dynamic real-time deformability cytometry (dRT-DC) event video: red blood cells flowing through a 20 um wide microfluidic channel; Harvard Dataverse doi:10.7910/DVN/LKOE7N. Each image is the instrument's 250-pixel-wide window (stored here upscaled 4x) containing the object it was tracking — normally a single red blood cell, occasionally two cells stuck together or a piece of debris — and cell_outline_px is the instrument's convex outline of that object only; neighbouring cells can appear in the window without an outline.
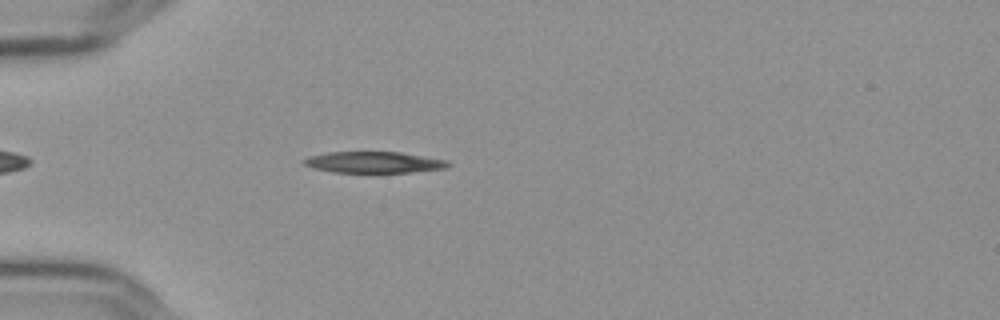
{"species": "Egyptian fruit bat (a non-hibernating species)", "species_latin": "Rousettus aegyptiacus", "temperature_condition": "cold", "stored_images_in_passage": 45, "camera_frame_rate_fps": 3000, "um_per_image_px": 0.085, "frame": {"image": 1, "passage_image": 6, "time_ms": 1.667, "image_size_px": [1000, 320], "cell_outline_px": [[452, 164], [448, 168], [412, 172], [332, 172], [312, 168], [304, 164], [304, 160], [312, 156], [328, 152], [400, 152], [448, 160]], "centroid_in_image_um": [31.85, 13.8], "position_along_channel_um": 53.1, "area_um2": 17.8}}
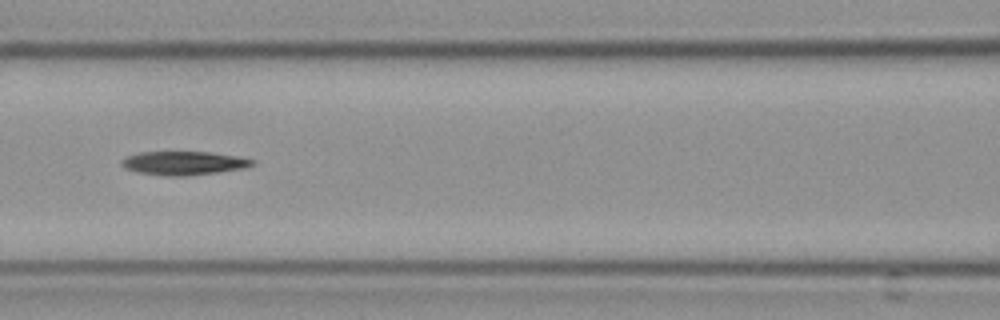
{"frame": {"image": 2, "passage_image": 15, "time_ms": 4.667, "image_size_px": [1000, 320], "cell_outline_px": [[256, 164], [244, 168], [216, 172], [184, 176], [164, 176], [136, 172], [124, 168], [120, 164], [120, 160], [128, 156], [140, 152], [208, 152], [236, 156], [256, 160]], "centroid_in_image_um": [15.59, 13.87], "position_along_channel_um": 151.0, "area_um2": 18.03}}
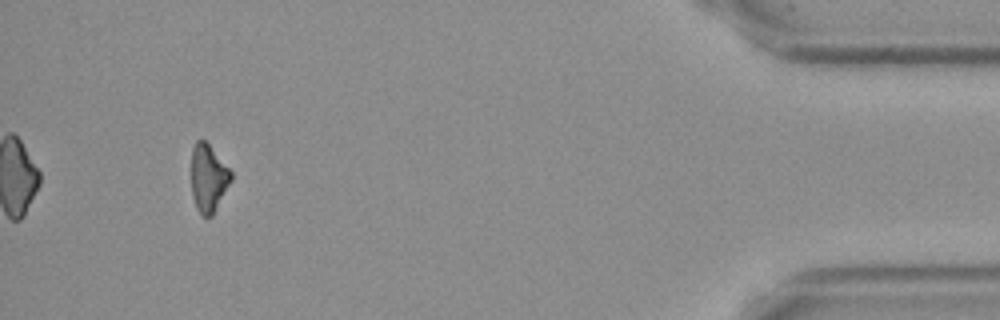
{"frame": {"image": 3, "passage_image": 42, "time_ms": 13.667, "image_size_px": [1000, 320], "cell_outline_px": [[232, 180], [212, 216], [204, 216], [196, 208], [192, 196], [192, 148], [196, 140], [204, 140], [208, 144], [232, 172]], "centroid_in_image_um": [17.71, 15.15], "position_along_channel_um": 417.5, "area_um2": 15.43}, "authors_computed_cell_mechanics": {"area_um2": 17.7446, "velocity_mm_per_s": 3.6596, "shape_relaxation_time_tau1_ms": 6.489, "shape_relaxation_time_tau2_ms": null, "deformation_change_tau1": 0.2062, "deformation_change_tau2": null}}